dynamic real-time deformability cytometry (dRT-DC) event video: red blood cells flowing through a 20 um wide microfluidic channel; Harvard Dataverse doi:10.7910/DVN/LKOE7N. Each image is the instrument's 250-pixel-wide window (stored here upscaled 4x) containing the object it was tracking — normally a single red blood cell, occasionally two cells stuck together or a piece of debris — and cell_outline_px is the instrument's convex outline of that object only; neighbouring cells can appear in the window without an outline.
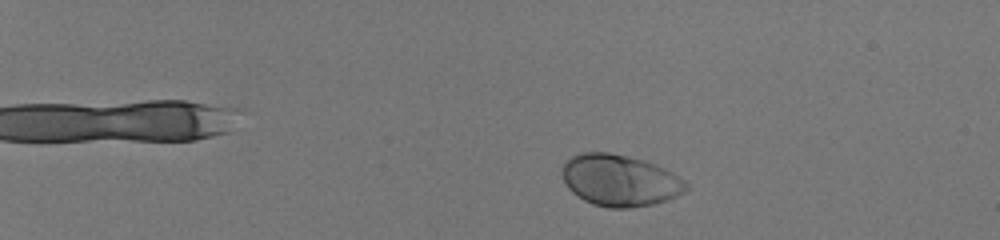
{"species": "human", "species_latin": "Homo sapiens", "temperature_condition": "room temperature", "stored_images_in_passage": 53, "camera_frame_rate_fps": 3000, "um_per_image_px": 0.085, "donor": {"sex": "male"}, "frame": {"image": 1, "passage_image": 9, "time_ms": 2.667, "image_size_px": [1000, 240], "cell_outline_px": [[692, 188], [668, 200], [652, 204], [628, 208], [608, 208], [592, 204], [584, 200], [572, 192], [568, 188], [560, 172], [564, 164], [572, 156], [584, 152], [608, 152], [628, 156], [644, 160], [656, 164], [672, 172], [684, 180]], "centroid_in_image_um": [52.71, 15.34], "position_along_channel_um": 32.3, "area_um2": 37.45}}
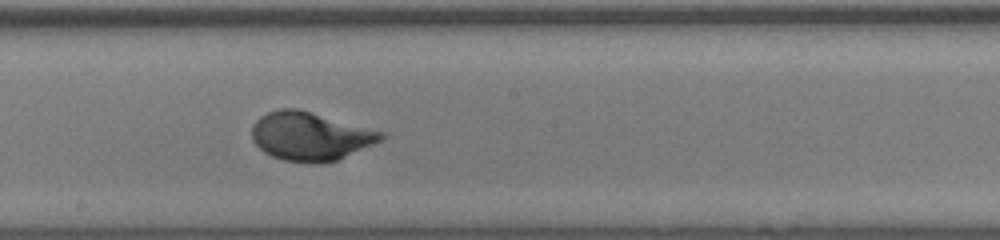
{"frame": {"image": 2, "passage_image": 34, "time_ms": 11.0, "image_size_px": [1000, 240], "cell_outline_px": [[388, 136], [372, 144], [336, 160], [316, 164], [308, 164], [284, 160], [272, 156], [264, 152], [252, 140], [252, 124], [260, 116], [268, 112], [280, 108], [296, 108], [384, 132]], "centroid_in_image_um": [26.33, 11.58], "position_along_channel_um": 221.9, "area_um2": 36.24}}
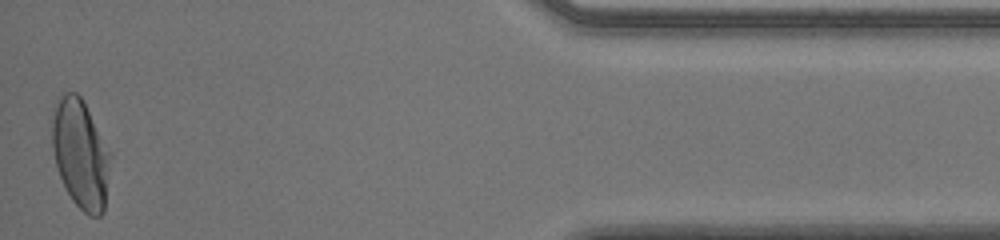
{"frame": {"image": 3, "passage_image": 53, "time_ms": 17.333, "image_size_px": [1000, 240], "cell_outline_px": [[112, 156], [104, 212], [100, 216], [88, 216], [72, 200], [60, 176], [56, 164], [52, 144], [52, 108], [56, 96], [64, 92], [76, 92], [80, 96], [112, 152]], "centroid_in_image_um": [6.85, 13.05], "position_along_channel_um": 428.3, "area_um2": 37.51}, "authors_computed_cell_mechanics": {"area_um2": 36.0672, "velocity_mm_per_s": 4.02, "shape_relaxation_time_tau1_ms": 2.5705, "shape_relaxation_time_tau2_ms": null, "deformation_change_tau1": 0.1649, "deformation_change_tau2": null}}